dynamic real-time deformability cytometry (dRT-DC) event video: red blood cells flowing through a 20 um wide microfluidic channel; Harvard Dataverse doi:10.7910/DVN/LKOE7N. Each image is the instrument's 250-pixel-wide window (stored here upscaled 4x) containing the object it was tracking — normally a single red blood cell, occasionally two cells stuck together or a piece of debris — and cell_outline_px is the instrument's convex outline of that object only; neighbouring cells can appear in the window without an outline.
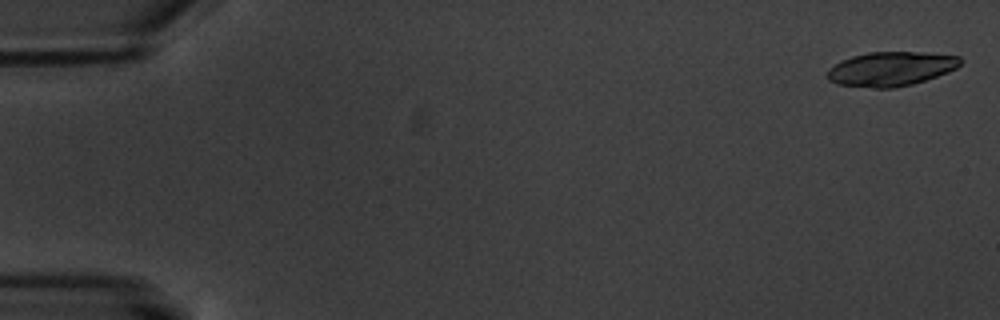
{"species": "common noctule bat (a hibernating species)", "species_latin": "Nyctalus noctula", "temperature_condition": "warm", "stored_images_in_passage": 5, "camera_frame_rate_fps": 3000, "um_per_image_px": 0.085, "animal": {"sex": "male", "body_mass_g": 20.1, "forearm_length_mm": 53.5}, "frame": {"image": 1, "passage_image": 1, "time_ms": 0.0, "image_size_px": [1000, 320], "cell_outline_px": [[964, 60], [956, 68], [948, 72], [912, 84], [896, 88], [876, 88], [836, 84], [828, 80], [828, 68], [840, 60], [852, 56], [868, 52], [924, 52], [960, 56]], "centroid_in_image_um": [75.73, 5.84], "position_along_channel_um": 9.3, "area_um2": 26.7}}
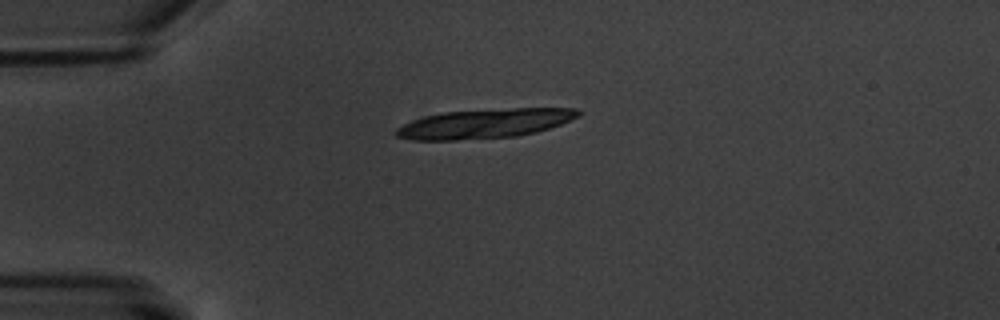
{"frame": {"image": 2, "passage_image": 5, "time_ms": 4.667, "image_size_px": [1000, 320], "cell_outline_px": [[580, 116], [560, 124], [536, 132], [516, 136], [456, 140], [412, 140], [396, 136], [392, 132], [396, 128], [404, 124], [424, 116], [444, 112], [512, 108], [576, 108], [580, 112]], "centroid_in_image_um": [41.17, 10.5], "position_along_channel_um": 43.8, "area_um2": 31.04}}